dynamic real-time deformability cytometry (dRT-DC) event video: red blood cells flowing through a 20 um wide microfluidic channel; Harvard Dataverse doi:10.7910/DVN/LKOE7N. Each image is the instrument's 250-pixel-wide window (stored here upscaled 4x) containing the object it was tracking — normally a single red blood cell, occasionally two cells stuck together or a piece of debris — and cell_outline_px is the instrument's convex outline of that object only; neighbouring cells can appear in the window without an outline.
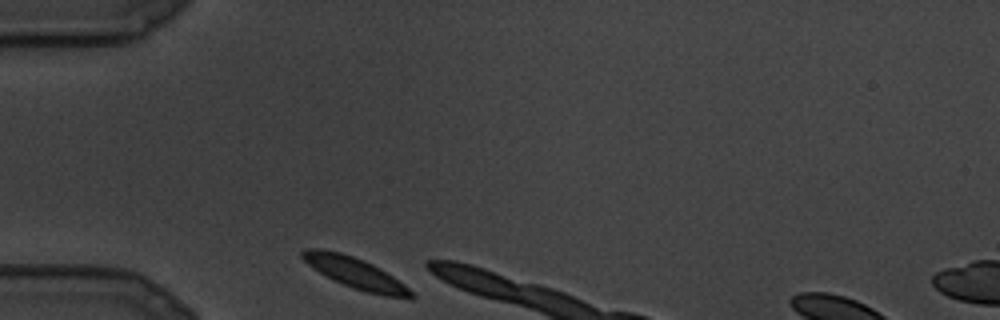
{"species": "common noctule bat (a hibernating species)", "species_latin": "Nyctalus noctula", "temperature_condition": "cold", "stored_images_in_passage": 4, "camera_frame_rate_fps": 3000, "um_per_image_px": 0.085, "animal": {"sex": "male", "body_mass_g": 19.5, "forearm_length_mm": 54.6}, "frame": {"image": 1, "passage_image": 1, "time_ms": 0.0, "image_size_px": [1000, 320], "cell_outline_px": [[416, 296], [412, 300], [408, 300], [384, 296], [364, 292], [352, 288], [320, 272], [308, 264], [300, 256], [300, 252], [304, 248], [320, 248], [340, 252], [364, 260], [380, 268], [404, 284]], "centroid_in_image_um": [30.26, 23.23], "position_along_channel_um": 54.7, "area_um2": 19.65}}